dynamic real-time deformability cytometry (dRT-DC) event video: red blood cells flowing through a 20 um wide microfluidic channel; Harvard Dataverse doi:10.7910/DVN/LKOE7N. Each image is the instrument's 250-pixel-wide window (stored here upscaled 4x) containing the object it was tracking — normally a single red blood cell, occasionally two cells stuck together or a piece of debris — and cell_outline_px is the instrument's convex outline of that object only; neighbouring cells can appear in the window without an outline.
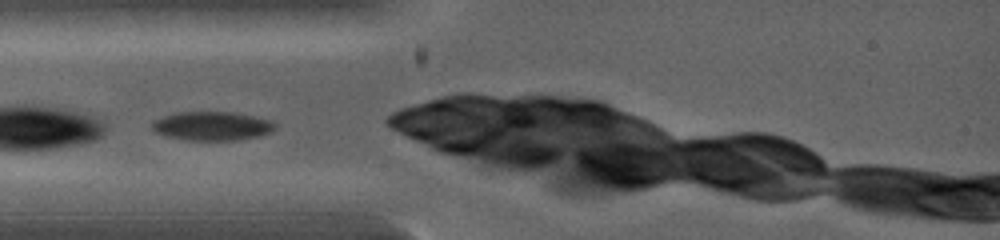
{"species": "common noctule bat (a hibernating species)", "species_latin": "Nyctalus noctula", "temperature_condition": "warm", "stored_images_in_passage": 11, "camera_frame_rate_fps": 5000, "um_per_image_px": 0.085, "animal": {"sex": "female", "body_mass_g": 19.0, "forearm_length_mm": 53.3}, "frame": {"image": 1, "passage_image": 2, "time_ms": 0.4, "image_size_px": [1000, 240], "cell_outline_px": [[276, 128], [272, 132], [256, 136], [236, 140], [188, 140], [168, 136], [156, 132], [152, 128], [152, 120], [172, 112], [232, 112], [272, 120], [276, 124]], "centroid_in_image_um": [18.01, 10.7], "position_along_channel_um": 67.0, "area_um2": 20.69}}
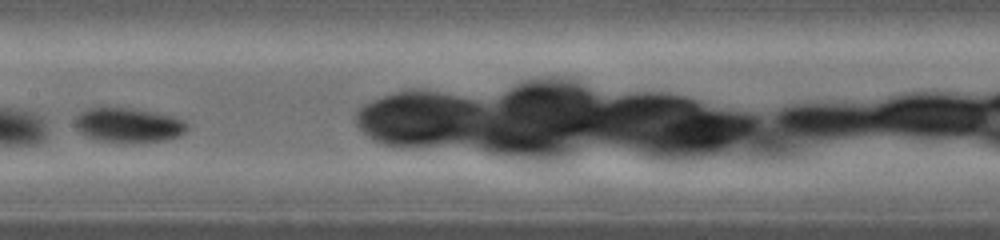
{"frame": {"image": 2, "passage_image": 8, "time_ms": 2.6, "image_size_px": [1000, 240], "cell_outline_px": [[188, 128], [184, 132], [176, 136], [164, 140], [100, 140], [88, 136], [80, 132], [76, 128], [76, 116], [80, 112], [88, 108], [132, 108], [172, 116], [184, 120], [188, 124]], "centroid_in_image_um": [10.91, 10.59], "position_along_channel_um": 196.5, "area_um2": 21.56}}
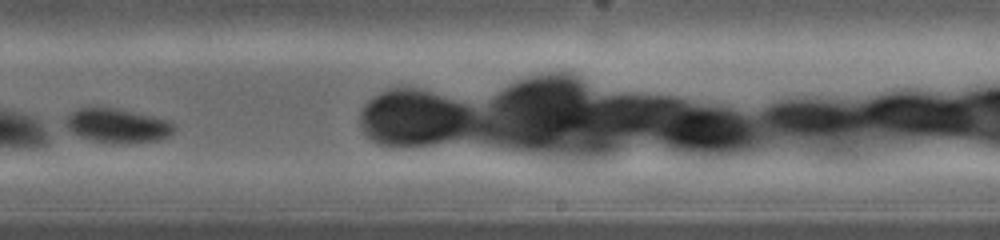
{"frame": {"image": 3, "passage_image": 11, "time_ms": 4.0, "image_size_px": [1000, 240], "cell_outline_px": [[176, 128], [168, 136], [156, 140], [92, 140], [80, 136], [68, 128], [64, 124], [64, 120], [72, 112], [80, 108], [116, 108], [168, 120], [176, 124]], "centroid_in_image_um": [9.98, 10.62], "position_along_channel_um": 279.0, "area_um2": 20.35}}